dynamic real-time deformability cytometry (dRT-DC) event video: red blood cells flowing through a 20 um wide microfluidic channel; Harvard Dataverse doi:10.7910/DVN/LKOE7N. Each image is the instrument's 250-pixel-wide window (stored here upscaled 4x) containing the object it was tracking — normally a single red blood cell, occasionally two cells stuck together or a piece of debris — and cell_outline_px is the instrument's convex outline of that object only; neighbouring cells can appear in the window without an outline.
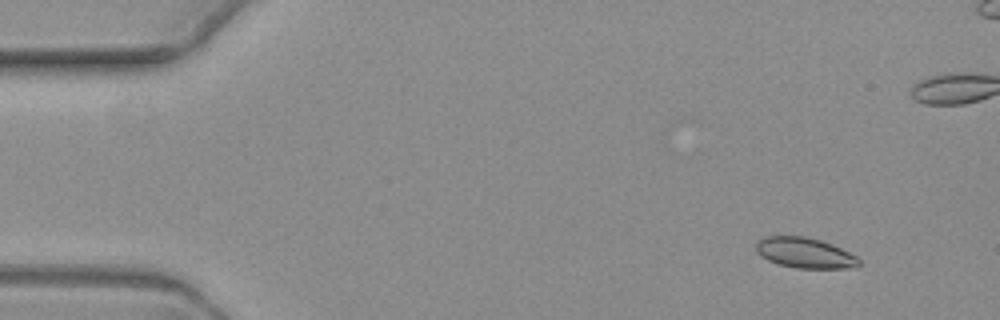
{"species": "common noctule bat (a hibernating species)", "species_latin": "Nyctalus noctula", "temperature_condition": "warm", "stored_images_in_passage": 6, "camera_frame_rate_fps": 3000, "um_per_image_px": 0.085, "animal": {"sex": "female", "body_mass_g": 19.3, "forearm_length_mm": 54.1}, "frame": {"image": 1, "passage_image": 1, "time_ms": 0.0, "image_size_px": [1000, 320], "cell_outline_px": [[860, 264], [844, 268], [796, 268], [780, 264], [768, 260], [760, 256], [756, 252], [756, 240], [764, 236], [804, 236], [820, 240], [832, 244], [856, 256], [860, 260]], "centroid_in_image_um": [68.35, 21.48], "position_along_channel_um": 16.7, "area_um2": 18.15}}
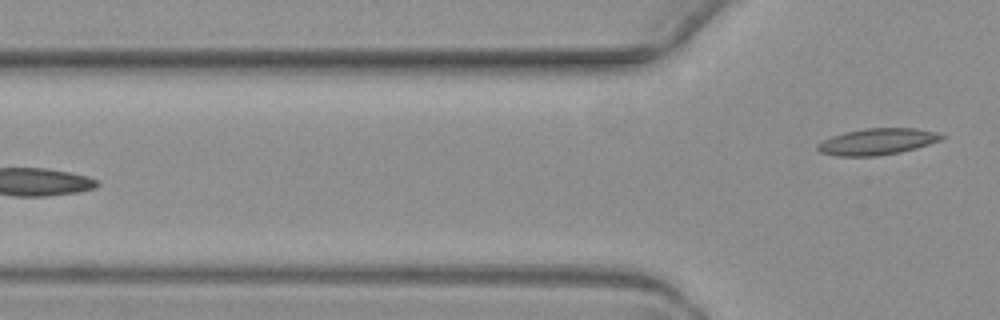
{"frame": {"image": 2, "passage_image": 6, "time_ms": 6.0, "image_size_px": [1000, 320], "cell_outline_px": [[944, 136], [940, 140], [916, 148], [900, 152], [876, 156], [836, 156], [820, 152], [816, 148], [816, 144], [832, 136], [844, 132], [864, 128], [916, 128], [936, 132]], "centroid_in_image_um": [74.53, 12.03], "position_along_channel_um": 51.3, "area_um2": 19.02}}